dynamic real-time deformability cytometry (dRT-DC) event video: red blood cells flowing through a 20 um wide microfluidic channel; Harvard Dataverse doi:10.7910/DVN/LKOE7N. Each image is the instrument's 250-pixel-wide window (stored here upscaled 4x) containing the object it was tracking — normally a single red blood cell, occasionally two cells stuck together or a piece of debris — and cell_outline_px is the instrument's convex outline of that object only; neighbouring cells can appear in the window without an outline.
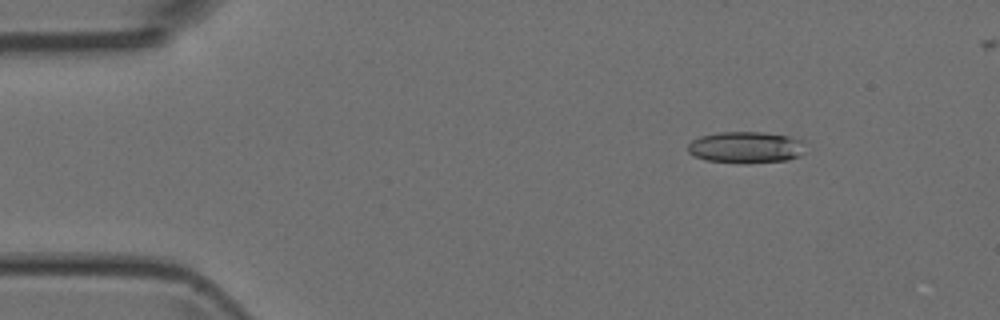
{"species": "Egyptian fruit bat (a non-hibernating species)", "species_latin": "Rousettus aegyptiacus", "temperature_condition": "room temperature", "stored_images_in_passage": 3, "camera_frame_rate_fps": 3000, "um_per_image_px": 0.085, "animal": {"sex": "female"}, "frame": {"image": 1, "passage_image": 1, "time_ms": 0.0, "image_size_px": [1000, 320], "cell_outline_px": [[804, 152], [800, 156], [788, 160], [740, 164], [704, 160], [692, 156], [688, 152], [688, 144], [692, 140], [700, 136], [716, 132], [764, 132], [788, 136], [804, 140]], "centroid_in_image_um": [63.39, 12.53], "position_along_channel_um": 21.6, "area_um2": 22.08}}